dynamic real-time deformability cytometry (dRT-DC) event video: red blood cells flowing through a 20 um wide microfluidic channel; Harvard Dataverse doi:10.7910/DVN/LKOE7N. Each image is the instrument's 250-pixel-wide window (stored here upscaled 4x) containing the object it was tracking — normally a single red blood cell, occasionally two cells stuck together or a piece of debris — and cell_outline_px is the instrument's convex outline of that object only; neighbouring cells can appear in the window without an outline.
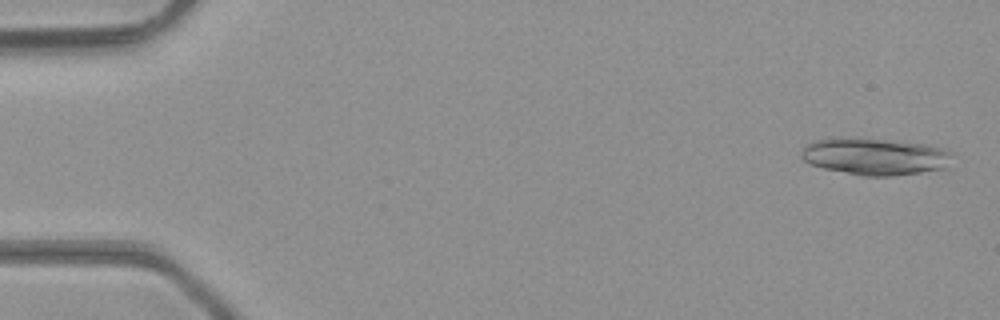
{"species": "common noctule bat (a hibernating species)", "species_latin": "Nyctalus noctula", "temperature_condition": "room temperature", "stored_images_in_passage": 19, "camera_frame_rate_fps": 3000, "um_per_image_px": 0.085, "animal": {"sex": "male", "body_mass_g": 23.1, "forearm_length_mm": 52.7}, "frame": {"image": 1, "passage_image": 2, "time_ms": 0.333, "image_size_px": [1000, 320], "cell_outline_px": [[948, 168], [892, 176], [864, 176], [824, 168], [812, 164], [804, 160], [800, 156], [800, 152], [804, 144], [816, 140], [892, 140], [928, 144], [948, 148]], "centroid_in_image_um": [74.4, 13.32], "position_along_channel_um": 10.6, "area_um2": 31.73}}